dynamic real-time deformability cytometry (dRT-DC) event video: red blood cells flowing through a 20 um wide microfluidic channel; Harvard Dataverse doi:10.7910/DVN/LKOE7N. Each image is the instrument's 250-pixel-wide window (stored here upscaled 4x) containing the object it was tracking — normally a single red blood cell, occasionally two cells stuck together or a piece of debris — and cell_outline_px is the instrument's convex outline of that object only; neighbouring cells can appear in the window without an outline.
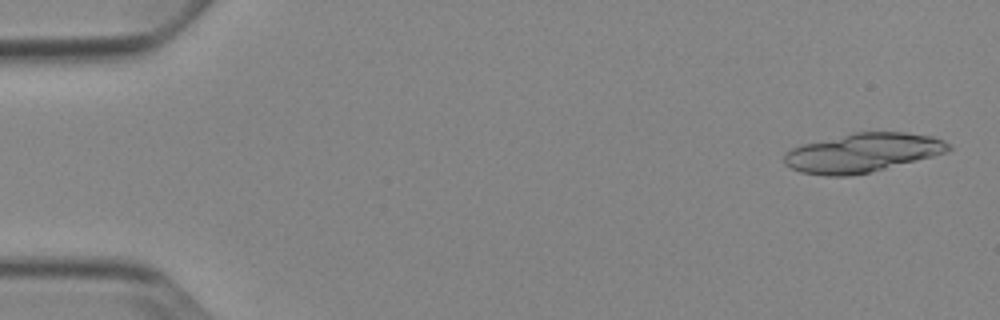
{"species": "Egyptian fruit bat (a non-hibernating species)", "species_latin": "Rousettus aegyptiacus", "temperature_condition": "cold", "stored_images_in_passage": 17, "camera_frame_rate_fps": 3000, "um_per_image_px": 0.085, "animal": {"sex": "female"}, "frame": {"image": 1, "passage_image": 2, "time_ms": 0.333, "image_size_px": [1000, 320], "cell_outline_px": [[952, 148], [948, 152], [872, 172], [852, 176], [824, 176], [800, 172], [784, 164], [784, 152], [792, 148], [804, 144], [852, 132], [904, 132], [932, 136], [944, 140], [952, 144]], "centroid_in_image_um": [73.33, 12.99], "position_along_channel_um": 11.7, "area_um2": 37.57}}